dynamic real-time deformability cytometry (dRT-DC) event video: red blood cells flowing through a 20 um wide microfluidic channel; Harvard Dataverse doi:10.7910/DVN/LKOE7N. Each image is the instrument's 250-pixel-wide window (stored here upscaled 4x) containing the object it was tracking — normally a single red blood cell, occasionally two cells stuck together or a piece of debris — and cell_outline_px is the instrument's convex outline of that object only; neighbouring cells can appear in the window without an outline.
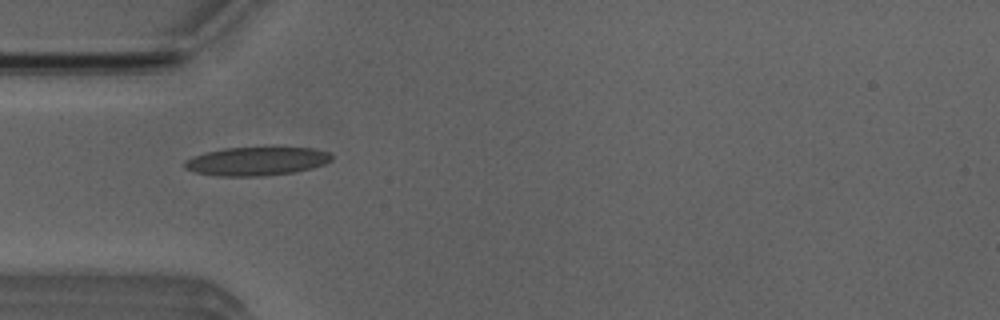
{"species": "Egyptian fruit bat (a non-hibernating species)", "species_latin": "Rousettus aegyptiacus", "temperature_condition": "room temperature", "stored_images_in_passage": 3, "camera_frame_rate_fps": 3000, "um_per_image_px": 0.085, "animal": {"sex": "male"}, "frame": {"image": 1, "passage_image": 1, "time_ms": 0.0, "image_size_px": [1000, 320], "cell_outline_px": [[332, 160], [324, 164], [312, 168], [292, 172], [256, 176], [216, 176], [196, 172], [184, 168], [184, 160], [204, 152], [224, 148], [264, 144], [276, 144], [312, 148], [328, 152], [332, 156]], "centroid_in_image_um": [21.83, 13.63], "position_along_channel_um": 63.2, "area_um2": 25.66}}